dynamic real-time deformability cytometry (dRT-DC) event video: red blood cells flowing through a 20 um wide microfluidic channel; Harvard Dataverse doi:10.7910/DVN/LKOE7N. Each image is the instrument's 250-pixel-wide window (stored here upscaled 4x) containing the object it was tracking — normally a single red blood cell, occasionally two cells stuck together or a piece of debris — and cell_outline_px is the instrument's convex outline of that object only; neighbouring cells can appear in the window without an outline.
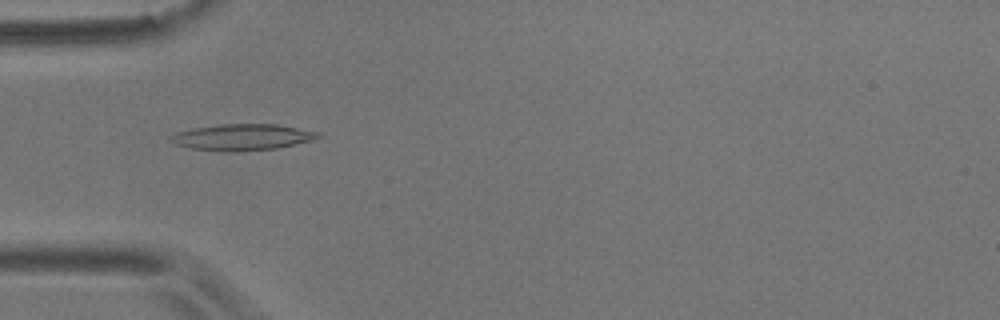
{"species": "common noctule bat (a hibernating species)", "species_latin": "Nyctalus noctula", "temperature_condition": "room temperature", "stored_images_in_passage": 32, "camera_frame_rate_fps": 3000, "um_per_image_px": 0.085, "animal": {"sex": "male", "body_mass_g": 17.9}, "frame": {"image": 1, "passage_image": 5, "time_ms": 1.333, "image_size_px": [1000, 320], "cell_outline_px": [[320, 136], [316, 140], [276, 148], [236, 152], [232, 152], [192, 148], [176, 144], [168, 136], [176, 132], [196, 128], [220, 124], [276, 124], [320, 132]], "centroid_in_image_um": [20.65, 11.66], "position_along_channel_um": 64.4, "area_um2": 22.43}}
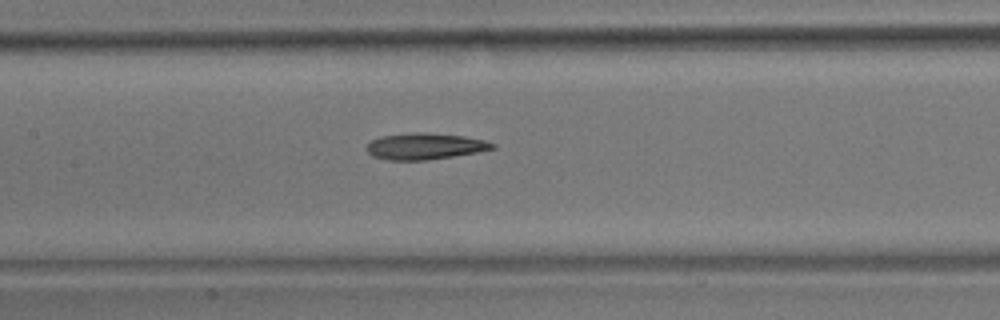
{"frame": {"image": 2, "passage_image": 14, "time_ms": 4.333, "image_size_px": [1000, 320], "cell_outline_px": [[496, 148], [476, 152], [428, 160], [388, 160], [372, 156], [364, 148], [372, 140], [380, 136], [412, 132], [428, 132], [464, 136], [484, 140], [496, 144]], "centroid_in_image_um": [36.09, 12.42], "position_along_channel_um": 171.3, "area_um2": 19.42}}
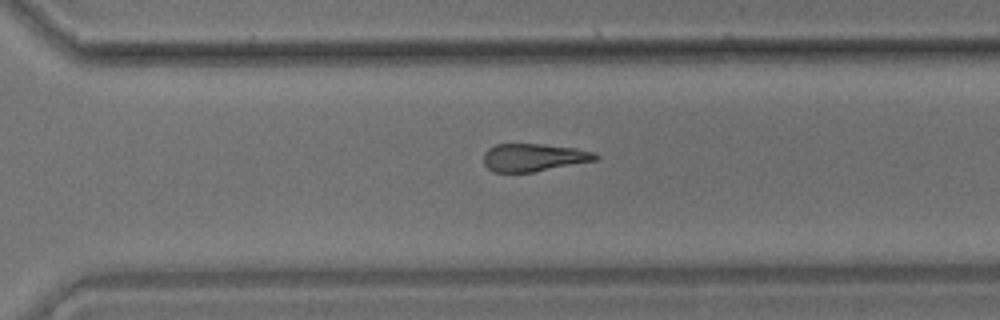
{"frame": {"image": 3, "passage_image": 27, "time_ms": 8.667, "image_size_px": [1000, 320], "cell_outline_px": [[600, 160], [532, 172], [492, 172], [484, 164], [484, 152], [488, 148], [496, 144], [544, 144], [576, 148], [592, 152], [600, 156]], "centroid_in_image_um": [45.38, 13.38], "position_along_channel_um": 325.2, "area_um2": 18.26}}